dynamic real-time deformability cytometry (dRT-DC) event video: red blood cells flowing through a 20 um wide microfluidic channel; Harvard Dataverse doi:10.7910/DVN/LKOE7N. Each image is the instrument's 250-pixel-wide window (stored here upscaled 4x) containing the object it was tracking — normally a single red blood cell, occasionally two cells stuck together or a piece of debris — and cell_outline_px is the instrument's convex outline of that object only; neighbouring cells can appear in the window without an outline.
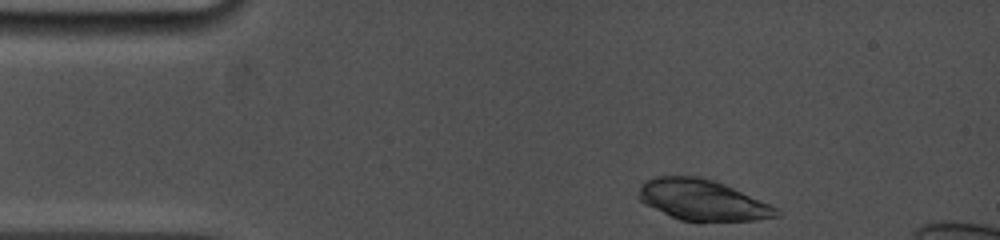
{"species": "common noctule bat (a hibernating species)", "species_latin": "Nyctalus noctula", "temperature_condition": "cold", "stored_images_in_passage": 4, "camera_frame_rate_fps": 5000, "um_per_image_px": 0.085, "animal": {"sex": "female", "body_mass_g": 19.0, "forearm_length_mm": 53.3}, "frame": {"image": 1, "passage_image": 1, "time_ms": 0.0, "image_size_px": [1000, 240], "cell_outline_px": [[780, 216], [756, 220], [680, 220], [644, 204], [636, 196], [640, 184], [656, 176], [696, 176], [712, 180], [724, 184], [768, 204], [776, 208], [780, 212]], "centroid_in_image_um": [59.64, 16.99], "position_along_channel_um": 25.4, "area_um2": 32.14}}